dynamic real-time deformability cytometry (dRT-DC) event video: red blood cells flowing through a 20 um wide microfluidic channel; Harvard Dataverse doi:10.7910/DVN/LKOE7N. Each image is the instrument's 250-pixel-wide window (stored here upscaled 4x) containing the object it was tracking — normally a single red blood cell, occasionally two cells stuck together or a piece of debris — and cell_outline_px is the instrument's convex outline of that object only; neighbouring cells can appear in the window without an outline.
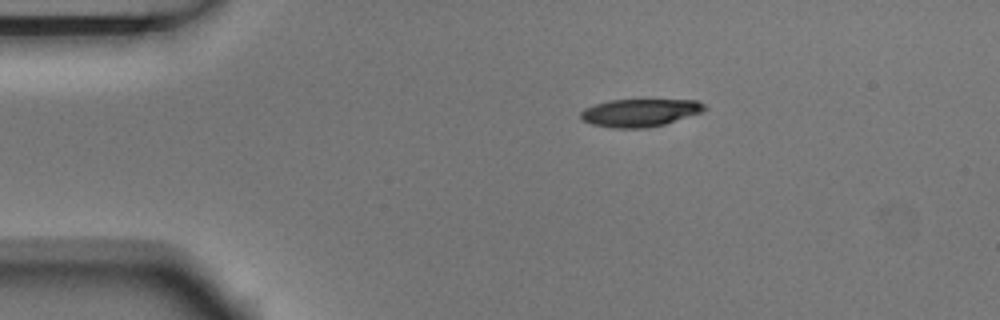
{"species": "Egyptian fruit bat (a non-hibernating species)", "species_latin": "Rousettus aegyptiacus", "temperature_condition": "room temperature", "stored_images_in_passage": 5, "camera_frame_rate_fps": 3000, "um_per_image_px": 0.085, "animal": {"sex": "male"}, "frame": {"image": 1, "passage_image": 1, "time_ms": 0.0, "image_size_px": [1000, 320], "cell_outline_px": [[708, 108], [704, 112], [664, 124], [648, 128], [612, 128], [592, 124], [580, 120], [580, 112], [584, 108], [608, 100], [696, 100], [704, 104]], "centroid_in_image_um": [54.39, 9.58], "position_along_channel_um": 30.6, "area_um2": 20.17}}
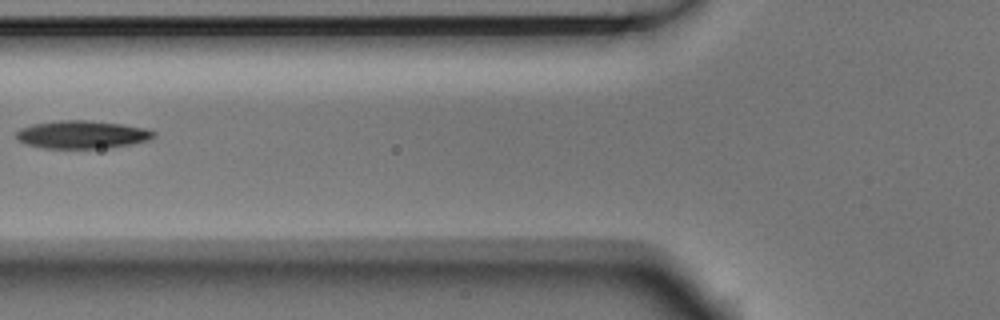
{"frame": {"image": 2, "passage_image": 4, "time_ms": 1.0, "image_size_px": [1000, 320], "cell_outline_px": [[156, 136], [148, 140], [132, 144], [108, 148], [44, 148], [28, 144], [20, 140], [16, 136], [16, 132], [20, 128], [32, 124], [60, 120], [88, 120], [120, 124], [144, 128], [156, 132]], "centroid_in_image_um": [6.99, 11.44], "position_along_channel_um": 118.8, "area_um2": 22.25}}
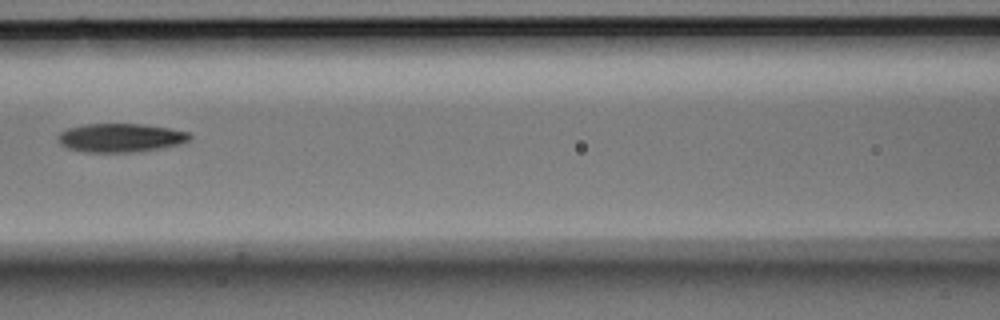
{"frame": {"image": 3, "passage_image": 5, "time_ms": 1.333, "image_size_px": [1000, 320], "cell_outline_px": [[192, 136], [188, 140], [180, 144], [160, 148], [136, 152], [84, 152], [68, 148], [60, 144], [56, 140], [56, 136], [60, 132], [68, 128], [84, 124], [144, 124], [168, 128], [188, 132]], "centroid_in_image_um": [10.2, 11.71], "position_along_channel_um": 156.4, "area_um2": 22.08}}